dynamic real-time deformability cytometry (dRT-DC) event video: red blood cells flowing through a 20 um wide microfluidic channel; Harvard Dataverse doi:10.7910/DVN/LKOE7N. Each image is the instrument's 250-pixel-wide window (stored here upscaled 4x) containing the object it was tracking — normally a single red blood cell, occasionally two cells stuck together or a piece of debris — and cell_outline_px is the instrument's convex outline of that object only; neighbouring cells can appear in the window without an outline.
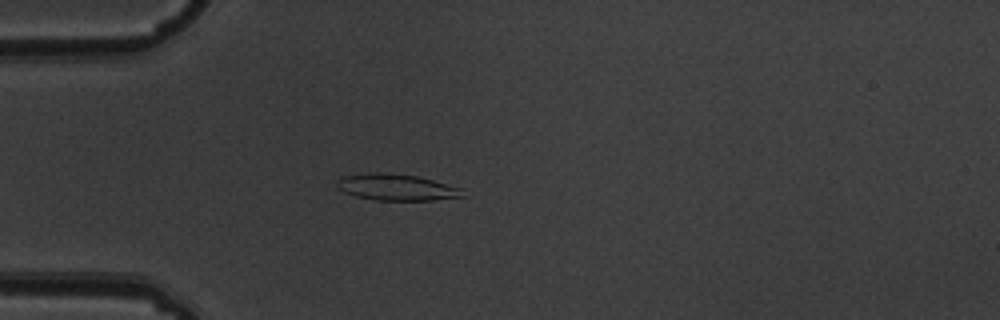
{"species": "common noctule bat (a hibernating species)", "species_latin": "Nyctalus noctula", "temperature_condition": "warm", "stored_images_in_passage": 4, "camera_frame_rate_fps": 3000, "um_per_image_px": 0.085, "animal": {"sex": "male", "body_mass_g": 19.5, "forearm_length_mm": 54.6}, "frame": {"image": 1, "passage_image": 3, "time_ms": 0.667, "image_size_px": [1000, 320], "cell_outline_px": [[464, 196], [432, 200], [376, 200], [356, 196], [344, 192], [336, 184], [336, 180], [340, 176], [376, 172], [380, 172], [416, 176], [464, 188]], "centroid_in_image_um": [33.7, 15.91], "position_along_channel_um": 51.3, "area_um2": 19.25}}